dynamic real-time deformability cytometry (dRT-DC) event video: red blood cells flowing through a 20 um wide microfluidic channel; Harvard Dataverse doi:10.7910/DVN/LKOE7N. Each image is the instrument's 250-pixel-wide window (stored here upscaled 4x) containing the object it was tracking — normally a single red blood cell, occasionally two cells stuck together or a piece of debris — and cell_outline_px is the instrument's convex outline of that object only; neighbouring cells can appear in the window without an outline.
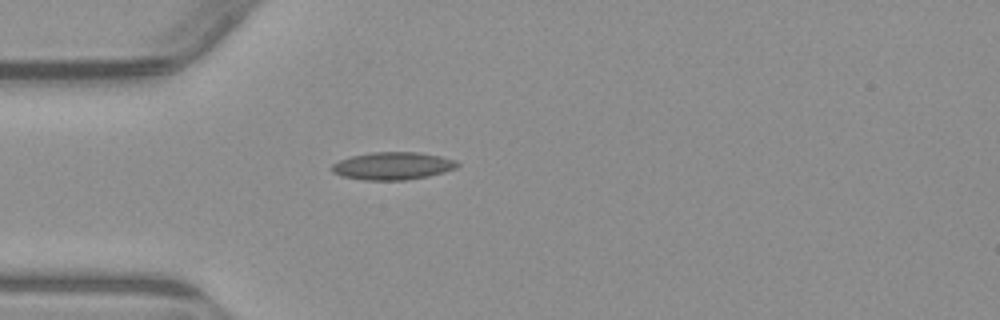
{"species": "common noctule bat (a hibernating species)", "species_latin": "Nyctalus noctula", "temperature_condition": "warm", "stored_images_in_passage": 1, "camera_frame_rate_fps": 3000, "um_per_image_px": 0.085, "animal": {"sex": "male", "body_mass_g": 23.1, "forearm_length_mm": 52.7}, "frame": {"image": 1, "passage_image": 1, "time_ms": 0.0, "image_size_px": [1000, 320], "cell_outline_px": [[460, 164], [456, 168], [444, 172], [428, 176], [404, 180], [364, 180], [340, 176], [332, 172], [332, 164], [340, 160], [352, 156], [372, 152], [420, 152], [440, 156], [456, 160]], "centroid_in_image_um": [33.39, 14.1], "position_along_channel_um": 51.6, "area_um2": 20.23}}